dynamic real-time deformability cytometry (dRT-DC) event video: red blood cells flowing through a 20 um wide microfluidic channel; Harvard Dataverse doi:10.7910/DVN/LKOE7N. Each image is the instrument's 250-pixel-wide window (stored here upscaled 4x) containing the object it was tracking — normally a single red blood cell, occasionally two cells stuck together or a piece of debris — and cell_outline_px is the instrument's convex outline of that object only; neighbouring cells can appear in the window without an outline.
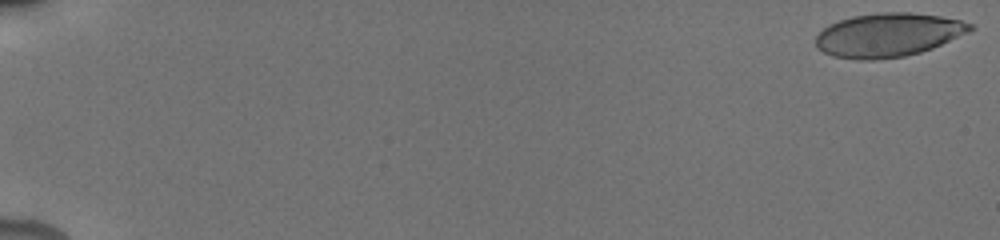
{"species": "human", "species_latin": "Homo sapiens", "temperature_condition": "cold", "stored_images_in_passage": 22, "camera_frame_rate_fps": 3000, "um_per_image_px": 0.085, "donor": {"sex": "male"}, "frame": {"image": 1, "passage_image": 1, "time_ms": 0.0, "image_size_px": [1000, 240], "cell_outline_px": [[976, 28], [968, 32], [932, 48], [920, 52], [904, 56], [872, 60], [860, 60], [832, 56], [816, 48], [816, 36], [828, 24], [852, 16], [880, 12], [908, 12], [940, 16], [960, 20], [972, 24]], "centroid_in_image_um": [75.47, 2.97], "position_along_channel_um": 9.5, "area_um2": 39.25}}
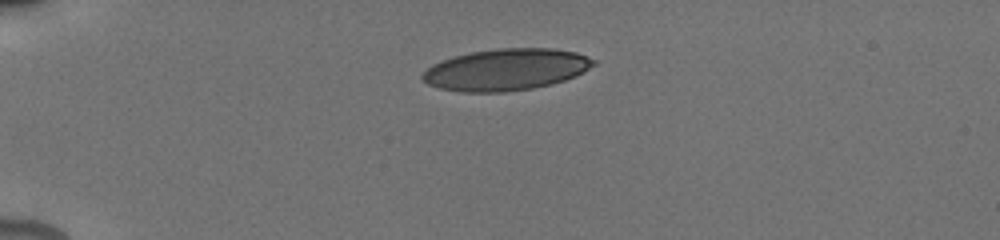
{"frame": {"image": 2, "passage_image": 12, "time_ms": 4.667, "image_size_px": [1000, 240], "cell_outline_px": [[596, 64], [576, 76], [552, 84], [532, 88], [504, 92], [464, 92], [440, 88], [428, 84], [420, 76], [432, 64], [456, 56], [472, 52], [500, 48], [552, 48], [576, 52], [596, 60]], "centroid_in_image_um": [43.04, 5.91], "position_along_channel_um": 42.0, "area_um2": 41.27}}